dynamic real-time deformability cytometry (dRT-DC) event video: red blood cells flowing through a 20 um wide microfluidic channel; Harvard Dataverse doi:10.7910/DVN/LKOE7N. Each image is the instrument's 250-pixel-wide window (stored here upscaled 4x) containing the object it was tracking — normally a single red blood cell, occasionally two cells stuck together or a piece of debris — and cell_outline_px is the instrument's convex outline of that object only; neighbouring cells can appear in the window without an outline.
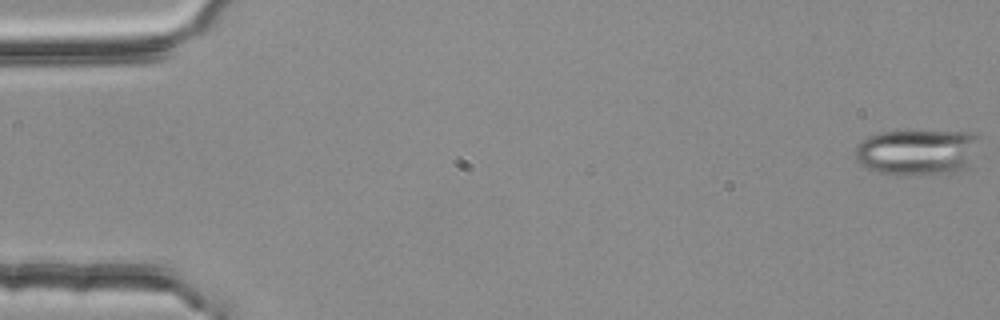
{"species": "common noctule bat (a hibernating species)", "species_latin": "Nyctalus noctula", "temperature_condition": "room temperature", "stored_images_in_passage": 55, "segment_of_instrument_passage": [1, 2], "camera_frame_rate_fps": 3000, "um_per_image_px": 0.085, "animal": {"sex": "female", "body_mass_g": 25.1}, "frame": {"image": 1, "passage_image": 1, "time_ms": 0.0, "image_size_px": [1000, 320], "cell_outline_px": [[980, 136], [968, 168], [956, 172], [908, 176], [876, 172], [860, 164], [856, 160], [856, 148], [868, 136], [880, 132], [908, 128], [916, 128], [976, 132]], "centroid_in_image_um": [78.0, 12.87], "position_along_channel_um": 7.0, "area_um2": 34.74}}